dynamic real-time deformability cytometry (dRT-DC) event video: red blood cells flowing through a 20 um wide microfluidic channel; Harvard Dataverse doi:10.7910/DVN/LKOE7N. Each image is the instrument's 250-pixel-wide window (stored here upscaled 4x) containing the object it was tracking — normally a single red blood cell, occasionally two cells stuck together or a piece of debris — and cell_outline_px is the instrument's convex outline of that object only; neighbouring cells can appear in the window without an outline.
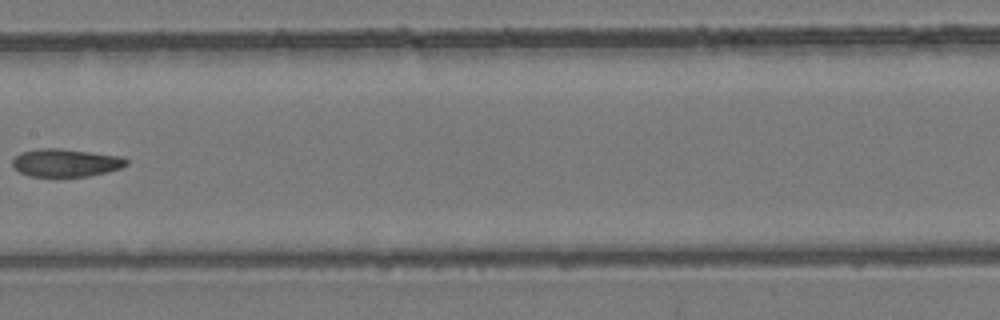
{"species": "common noctule bat (a hibernating species)", "species_latin": "Nyctalus noctula", "temperature_condition": "room temperature", "stored_images_in_passage": 10, "camera_frame_rate_fps": 3000, "um_per_image_px": 0.085, "animal": {"sex": "female", "body_mass_g": 24.6, "forearm_length_mm": 56.2}, "frame": {"image": 1, "passage_image": 10, "time_ms": 3.0, "image_size_px": [1000, 320], "cell_outline_px": [[128, 164], [120, 168], [88, 176], [28, 176], [20, 172], [12, 164], [12, 160], [20, 152], [40, 148], [60, 148], [124, 156], [128, 160]], "centroid_in_image_um": [5.6, 13.82], "position_along_channel_um": 201.8, "area_um2": 18.5}}